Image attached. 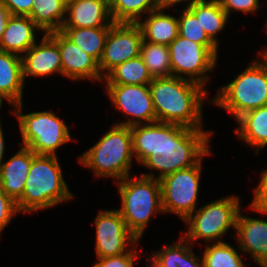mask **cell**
I'll list each match as a JSON object with an SVG mask.
<instances>
[{
	"label": "cell",
	"mask_w": 267,
	"mask_h": 267,
	"mask_svg": "<svg viewBox=\"0 0 267 267\" xmlns=\"http://www.w3.org/2000/svg\"><path fill=\"white\" fill-rule=\"evenodd\" d=\"M64 5L67 7L68 5L74 3V2H77L79 0H62Z\"/></svg>",
	"instance_id": "cell-41"
},
{
	"label": "cell",
	"mask_w": 267,
	"mask_h": 267,
	"mask_svg": "<svg viewBox=\"0 0 267 267\" xmlns=\"http://www.w3.org/2000/svg\"><path fill=\"white\" fill-rule=\"evenodd\" d=\"M238 196L230 195L215 200L195 210L185 222L189 225L186 238L191 244L198 239L206 242H224L221 239L229 228L236 227V218L240 210ZM195 213V214H194Z\"/></svg>",
	"instance_id": "cell-8"
},
{
	"label": "cell",
	"mask_w": 267,
	"mask_h": 267,
	"mask_svg": "<svg viewBox=\"0 0 267 267\" xmlns=\"http://www.w3.org/2000/svg\"><path fill=\"white\" fill-rule=\"evenodd\" d=\"M132 157L131 127L114 124L80 156L79 163L91 168L97 177H111L117 182L130 176Z\"/></svg>",
	"instance_id": "cell-4"
},
{
	"label": "cell",
	"mask_w": 267,
	"mask_h": 267,
	"mask_svg": "<svg viewBox=\"0 0 267 267\" xmlns=\"http://www.w3.org/2000/svg\"><path fill=\"white\" fill-rule=\"evenodd\" d=\"M189 10L199 20L208 37L218 45L217 37L224 28L228 15L222 9L219 0H208L193 5Z\"/></svg>",
	"instance_id": "cell-28"
},
{
	"label": "cell",
	"mask_w": 267,
	"mask_h": 267,
	"mask_svg": "<svg viewBox=\"0 0 267 267\" xmlns=\"http://www.w3.org/2000/svg\"><path fill=\"white\" fill-rule=\"evenodd\" d=\"M202 85L176 76L153 78L149 83L156 122L202 129V105L207 91Z\"/></svg>",
	"instance_id": "cell-1"
},
{
	"label": "cell",
	"mask_w": 267,
	"mask_h": 267,
	"mask_svg": "<svg viewBox=\"0 0 267 267\" xmlns=\"http://www.w3.org/2000/svg\"><path fill=\"white\" fill-rule=\"evenodd\" d=\"M152 79L142 57L138 56L113 68L103 81L106 85H146Z\"/></svg>",
	"instance_id": "cell-27"
},
{
	"label": "cell",
	"mask_w": 267,
	"mask_h": 267,
	"mask_svg": "<svg viewBox=\"0 0 267 267\" xmlns=\"http://www.w3.org/2000/svg\"><path fill=\"white\" fill-rule=\"evenodd\" d=\"M109 8L114 23H137L159 5L158 0H109Z\"/></svg>",
	"instance_id": "cell-29"
},
{
	"label": "cell",
	"mask_w": 267,
	"mask_h": 267,
	"mask_svg": "<svg viewBox=\"0 0 267 267\" xmlns=\"http://www.w3.org/2000/svg\"><path fill=\"white\" fill-rule=\"evenodd\" d=\"M23 103L16 104L12 112L18 117L22 146L37 155H55L60 146L71 140L67 125L51 111L22 114Z\"/></svg>",
	"instance_id": "cell-7"
},
{
	"label": "cell",
	"mask_w": 267,
	"mask_h": 267,
	"mask_svg": "<svg viewBox=\"0 0 267 267\" xmlns=\"http://www.w3.org/2000/svg\"><path fill=\"white\" fill-rule=\"evenodd\" d=\"M23 77H43L62 74L61 53L58 45L44 33L38 45L35 43L22 55Z\"/></svg>",
	"instance_id": "cell-15"
},
{
	"label": "cell",
	"mask_w": 267,
	"mask_h": 267,
	"mask_svg": "<svg viewBox=\"0 0 267 267\" xmlns=\"http://www.w3.org/2000/svg\"><path fill=\"white\" fill-rule=\"evenodd\" d=\"M211 135V131L168 123L167 151L159 156L151 155L142 163L147 169L160 171V174L157 177L152 172L141 175L160 180L180 169L197 165L205 155L212 153L208 147Z\"/></svg>",
	"instance_id": "cell-3"
},
{
	"label": "cell",
	"mask_w": 267,
	"mask_h": 267,
	"mask_svg": "<svg viewBox=\"0 0 267 267\" xmlns=\"http://www.w3.org/2000/svg\"><path fill=\"white\" fill-rule=\"evenodd\" d=\"M137 247L127 253L112 257L97 258L98 262L93 267H133L134 261L138 259Z\"/></svg>",
	"instance_id": "cell-33"
},
{
	"label": "cell",
	"mask_w": 267,
	"mask_h": 267,
	"mask_svg": "<svg viewBox=\"0 0 267 267\" xmlns=\"http://www.w3.org/2000/svg\"><path fill=\"white\" fill-rule=\"evenodd\" d=\"M140 56L152 78L172 76L170 52L167 45L143 40Z\"/></svg>",
	"instance_id": "cell-30"
},
{
	"label": "cell",
	"mask_w": 267,
	"mask_h": 267,
	"mask_svg": "<svg viewBox=\"0 0 267 267\" xmlns=\"http://www.w3.org/2000/svg\"><path fill=\"white\" fill-rule=\"evenodd\" d=\"M202 162L180 169L161 178V198L164 213L172 212L184 221L195 211L199 194Z\"/></svg>",
	"instance_id": "cell-9"
},
{
	"label": "cell",
	"mask_w": 267,
	"mask_h": 267,
	"mask_svg": "<svg viewBox=\"0 0 267 267\" xmlns=\"http://www.w3.org/2000/svg\"><path fill=\"white\" fill-rule=\"evenodd\" d=\"M11 15L29 16L34 0H1Z\"/></svg>",
	"instance_id": "cell-37"
},
{
	"label": "cell",
	"mask_w": 267,
	"mask_h": 267,
	"mask_svg": "<svg viewBox=\"0 0 267 267\" xmlns=\"http://www.w3.org/2000/svg\"><path fill=\"white\" fill-rule=\"evenodd\" d=\"M222 9L229 16L231 11H241L245 14L259 9V0H219Z\"/></svg>",
	"instance_id": "cell-36"
},
{
	"label": "cell",
	"mask_w": 267,
	"mask_h": 267,
	"mask_svg": "<svg viewBox=\"0 0 267 267\" xmlns=\"http://www.w3.org/2000/svg\"><path fill=\"white\" fill-rule=\"evenodd\" d=\"M132 151L136 161L143 163L149 156H159L168 148V123L154 122L131 126Z\"/></svg>",
	"instance_id": "cell-18"
},
{
	"label": "cell",
	"mask_w": 267,
	"mask_h": 267,
	"mask_svg": "<svg viewBox=\"0 0 267 267\" xmlns=\"http://www.w3.org/2000/svg\"><path fill=\"white\" fill-rule=\"evenodd\" d=\"M47 35L58 45L60 50L63 76L73 80H104L99 69V63L61 31L50 32Z\"/></svg>",
	"instance_id": "cell-14"
},
{
	"label": "cell",
	"mask_w": 267,
	"mask_h": 267,
	"mask_svg": "<svg viewBox=\"0 0 267 267\" xmlns=\"http://www.w3.org/2000/svg\"><path fill=\"white\" fill-rule=\"evenodd\" d=\"M148 15L144 21L136 23L141 29L143 40L168 46L178 36V18L164 14L160 8Z\"/></svg>",
	"instance_id": "cell-22"
},
{
	"label": "cell",
	"mask_w": 267,
	"mask_h": 267,
	"mask_svg": "<svg viewBox=\"0 0 267 267\" xmlns=\"http://www.w3.org/2000/svg\"><path fill=\"white\" fill-rule=\"evenodd\" d=\"M168 47L172 76L186 78L204 87L209 80L207 73L215 68L217 57L205 46L179 35Z\"/></svg>",
	"instance_id": "cell-10"
},
{
	"label": "cell",
	"mask_w": 267,
	"mask_h": 267,
	"mask_svg": "<svg viewBox=\"0 0 267 267\" xmlns=\"http://www.w3.org/2000/svg\"><path fill=\"white\" fill-rule=\"evenodd\" d=\"M105 89L112 104L126 116H130L128 121L116 123L117 125L131 127L143 122L145 124L156 122L149 84L106 85Z\"/></svg>",
	"instance_id": "cell-12"
},
{
	"label": "cell",
	"mask_w": 267,
	"mask_h": 267,
	"mask_svg": "<svg viewBox=\"0 0 267 267\" xmlns=\"http://www.w3.org/2000/svg\"><path fill=\"white\" fill-rule=\"evenodd\" d=\"M202 257L204 267H246L235 248L225 242L207 244Z\"/></svg>",
	"instance_id": "cell-32"
},
{
	"label": "cell",
	"mask_w": 267,
	"mask_h": 267,
	"mask_svg": "<svg viewBox=\"0 0 267 267\" xmlns=\"http://www.w3.org/2000/svg\"><path fill=\"white\" fill-rule=\"evenodd\" d=\"M5 98L3 96L0 95V108H1V105H2V102Z\"/></svg>",
	"instance_id": "cell-43"
},
{
	"label": "cell",
	"mask_w": 267,
	"mask_h": 267,
	"mask_svg": "<svg viewBox=\"0 0 267 267\" xmlns=\"http://www.w3.org/2000/svg\"><path fill=\"white\" fill-rule=\"evenodd\" d=\"M190 245L182 236L179 242L151 254L149 260L154 267H204L203 259L195 255Z\"/></svg>",
	"instance_id": "cell-23"
},
{
	"label": "cell",
	"mask_w": 267,
	"mask_h": 267,
	"mask_svg": "<svg viewBox=\"0 0 267 267\" xmlns=\"http://www.w3.org/2000/svg\"><path fill=\"white\" fill-rule=\"evenodd\" d=\"M109 29L110 27L62 28L61 32L99 63Z\"/></svg>",
	"instance_id": "cell-26"
},
{
	"label": "cell",
	"mask_w": 267,
	"mask_h": 267,
	"mask_svg": "<svg viewBox=\"0 0 267 267\" xmlns=\"http://www.w3.org/2000/svg\"><path fill=\"white\" fill-rule=\"evenodd\" d=\"M109 0H79L66 7L62 28L111 27Z\"/></svg>",
	"instance_id": "cell-17"
},
{
	"label": "cell",
	"mask_w": 267,
	"mask_h": 267,
	"mask_svg": "<svg viewBox=\"0 0 267 267\" xmlns=\"http://www.w3.org/2000/svg\"><path fill=\"white\" fill-rule=\"evenodd\" d=\"M213 104L237 120L244 113L267 105V63L254 60L236 78L217 92Z\"/></svg>",
	"instance_id": "cell-6"
},
{
	"label": "cell",
	"mask_w": 267,
	"mask_h": 267,
	"mask_svg": "<svg viewBox=\"0 0 267 267\" xmlns=\"http://www.w3.org/2000/svg\"><path fill=\"white\" fill-rule=\"evenodd\" d=\"M11 16L9 9L5 6V4L0 0V39L2 34L4 33L5 26L7 20Z\"/></svg>",
	"instance_id": "cell-39"
},
{
	"label": "cell",
	"mask_w": 267,
	"mask_h": 267,
	"mask_svg": "<svg viewBox=\"0 0 267 267\" xmlns=\"http://www.w3.org/2000/svg\"><path fill=\"white\" fill-rule=\"evenodd\" d=\"M235 230L239 251L250 253L259 266H267V221L245 217L239 210Z\"/></svg>",
	"instance_id": "cell-16"
},
{
	"label": "cell",
	"mask_w": 267,
	"mask_h": 267,
	"mask_svg": "<svg viewBox=\"0 0 267 267\" xmlns=\"http://www.w3.org/2000/svg\"><path fill=\"white\" fill-rule=\"evenodd\" d=\"M32 160L33 151L23 146L0 167V188L15 202L24 192Z\"/></svg>",
	"instance_id": "cell-19"
},
{
	"label": "cell",
	"mask_w": 267,
	"mask_h": 267,
	"mask_svg": "<svg viewBox=\"0 0 267 267\" xmlns=\"http://www.w3.org/2000/svg\"><path fill=\"white\" fill-rule=\"evenodd\" d=\"M254 191L250 207L259 213L267 214V169L262 171L260 181Z\"/></svg>",
	"instance_id": "cell-34"
},
{
	"label": "cell",
	"mask_w": 267,
	"mask_h": 267,
	"mask_svg": "<svg viewBox=\"0 0 267 267\" xmlns=\"http://www.w3.org/2000/svg\"><path fill=\"white\" fill-rule=\"evenodd\" d=\"M187 0H158V5H159V8L160 9H166V8H169V7H172L176 4H180L181 2H185ZM188 5L186 7V9H189L191 8L193 5L197 4V3H200V2H203V1H206V0H188Z\"/></svg>",
	"instance_id": "cell-38"
},
{
	"label": "cell",
	"mask_w": 267,
	"mask_h": 267,
	"mask_svg": "<svg viewBox=\"0 0 267 267\" xmlns=\"http://www.w3.org/2000/svg\"><path fill=\"white\" fill-rule=\"evenodd\" d=\"M180 13L178 35L205 46L218 58V45L208 37L195 15L186 8Z\"/></svg>",
	"instance_id": "cell-31"
},
{
	"label": "cell",
	"mask_w": 267,
	"mask_h": 267,
	"mask_svg": "<svg viewBox=\"0 0 267 267\" xmlns=\"http://www.w3.org/2000/svg\"><path fill=\"white\" fill-rule=\"evenodd\" d=\"M72 197L57 155H37L33 152L24 192L16 201L18 212L48 209Z\"/></svg>",
	"instance_id": "cell-2"
},
{
	"label": "cell",
	"mask_w": 267,
	"mask_h": 267,
	"mask_svg": "<svg viewBox=\"0 0 267 267\" xmlns=\"http://www.w3.org/2000/svg\"><path fill=\"white\" fill-rule=\"evenodd\" d=\"M66 16L62 0H34L30 17L41 31L48 34L61 31Z\"/></svg>",
	"instance_id": "cell-25"
},
{
	"label": "cell",
	"mask_w": 267,
	"mask_h": 267,
	"mask_svg": "<svg viewBox=\"0 0 267 267\" xmlns=\"http://www.w3.org/2000/svg\"><path fill=\"white\" fill-rule=\"evenodd\" d=\"M17 213L16 202L0 188V234Z\"/></svg>",
	"instance_id": "cell-35"
},
{
	"label": "cell",
	"mask_w": 267,
	"mask_h": 267,
	"mask_svg": "<svg viewBox=\"0 0 267 267\" xmlns=\"http://www.w3.org/2000/svg\"><path fill=\"white\" fill-rule=\"evenodd\" d=\"M37 29L40 30L30 17L11 15L0 39V51L22 56L36 43Z\"/></svg>",
	"instance_id": "cell-20"
},
{
	"label": "cell",
	"mask_w": 267,
	"mask_h": 267,
	"mask_svg": "<svg viewBox=\"0 0 267 267\" xmlns=\"http://www.w3.org/2000/svg\"><path fill=\"white\" fill-rule=\"evenodd\" d=\"M97 258L122 255L137 245L138 239L128 230L117 209L101 210L95 218ZM129 242V243H128Z\"/></svg>",
	"instance_id": "cell-13"
},
{
	"label": "cell",
	"mask_w": 267,
	"mask_h": 267,
	"mask_svg": "<svg viewBox=\"0 0 267 267\" xmlns=\"http://www.w3.org/2000/svg\"><path fill=\"white\" fill-rule=\"evenodd\" d=\"M142 32L136 23H114L106 38L99 69L104 78L113 68L140 56Z\"/></svg>",
	"instance_id": "cell-11"
},
{
	"label": "cell",
	"mask_w": 267,
	"mask_h": 267,
	"mask_svg": "<svg viewBox=\"0 0 267 267\" xmlns=\"http://www.w3.org/2000/svg\"><path fill=\"white\" fill-rule=\"evenodd\" d=\"M1 127L2 126H1V122H0V167L4 163L2 160H3V156H4V151H5L4 135H3V131H2Z\"/></svg>",
	"instance_id": "cell-40"
},
{
	"label": "cell",
	"mask_w": 267,
	"mask_h": 267,
	"mask_svg": "<svg viewBox=\"0 0 267 267\" xmlns=\"http://www.w3.org/2000/svg\"><path fill=\"white\" fill-rule=\"evenodd\" d=\"M260 57H262L264 59V61L267 63V49L265 51H263V53L261 52Z\"/></svg>",
	"instance_id": "cell-42"
},
{
	"label": "cell",
	"mask_w": 267,
	"mask_h": 267,
	"mask_svg": "<svg viewBox=\"0 0 267 267\" xmlns=\"http://www.w3.org/2000/svg\"><path fill=\"white\" fill-rule=\"evenodd\" d=\"M237 122L236 134L259 153L267 145V105L244 113Z\"/></svg>",
	"instance_id": "cell-24"
},
{
	"label": "cell",
	"mask_w": 267,
	"mask_h": 267,
	"mask_svg": "<svg viewBox=\"0 0 267 267\" xmlns=\"http://www.w3.org/2000/svg\"><path fill=\"white\" fill-rule=\"evenodd\" d=\"M117 184L122 201L117 210L128 230L140 240L151 216L163 213L160 181L141 175L134 179L127 176Z\"/></svg>",
	"instance_id": "cell-5"
},
{
	"label": "cell",
	"mask_w": 267,
	"mask_h": 267,
	"mask_svg": "<svg viewBox=\"0 0 267 267\" xmlns=\"http://www.w3.org/2000/svg\"><path fill=\"white\" fill-rule=\"evenodd\" d=\"M22 56L0 51V95L8 103H22L24 89Z\"/></svg>",
	"instance_id": "cell-21"
}]
</instances>
